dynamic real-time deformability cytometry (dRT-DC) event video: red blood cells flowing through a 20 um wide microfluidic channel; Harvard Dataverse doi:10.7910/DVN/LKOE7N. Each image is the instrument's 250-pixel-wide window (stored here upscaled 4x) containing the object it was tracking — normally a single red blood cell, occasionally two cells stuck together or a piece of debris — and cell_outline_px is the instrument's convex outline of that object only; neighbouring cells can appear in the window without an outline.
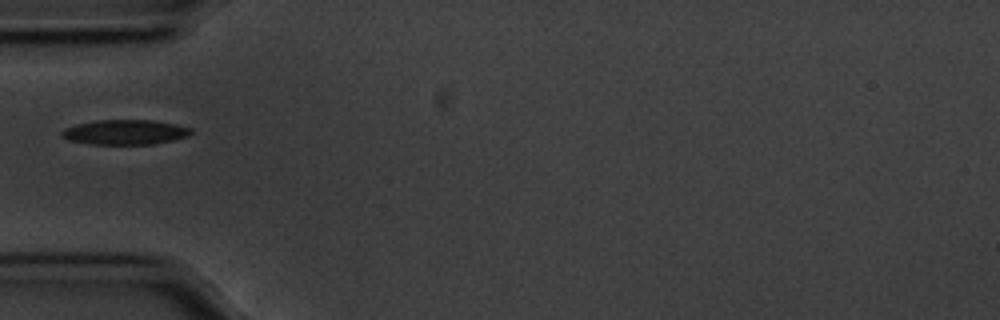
{"species": "common noctule bat (a hibernating species)", "species_latin": "Nyctalus noctula", "temperature_condition": "cold", "stored_images_in_passage": 36, "camera_frame_rate_fps": 3000, "um_per_image_px": 0.085, "animal": {"sex": "male", "body_mass_g": 20.1, "forearm_length_mm": 53.5}, "frame": {"image": 1, "passage_image": 1, "time_ms": 0.0, "image_size_px": [1000, 320], "cell_outline_px": [[192, 132], [188, 136], [156, 144], [92, 144], [68, 140], [60, 136], [60, 132], [64, 128], [76, 124], [96, 120], [152, 120], [176, 124], [192, 128]], "centroid_in_image_um": [10.61, 11.23], "position_along_channel_um": 74.4, "area_um2": 18.84}}
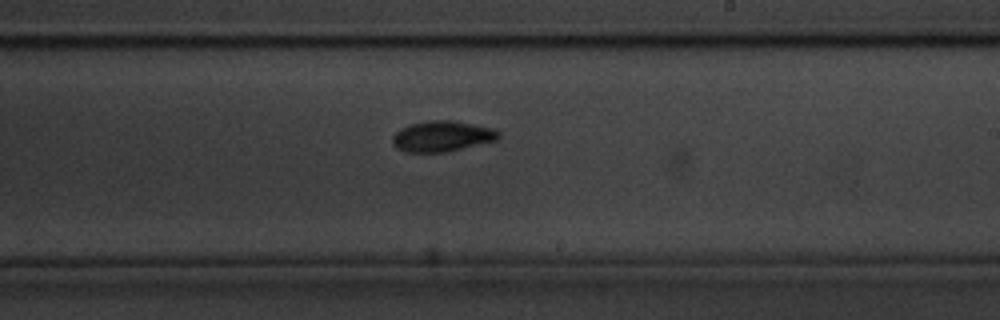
{"frame": {"image": 2, "passage_image": 16, "time_ms": 5.0, "image_size_px": [1000, 320], "cell_outline_px": [[500, 136], [496, 140], [444, 152], [404, 152], [396, 148], [392, 144], [392, 136], [400, 128], [412, 124], [432, 120], [452, 120], [492, 128], [500, 132]], "centroid_in_image_um": [37.53, 11.58], "position_along_channel_um": 251.5, "area_um2": 18.79}}
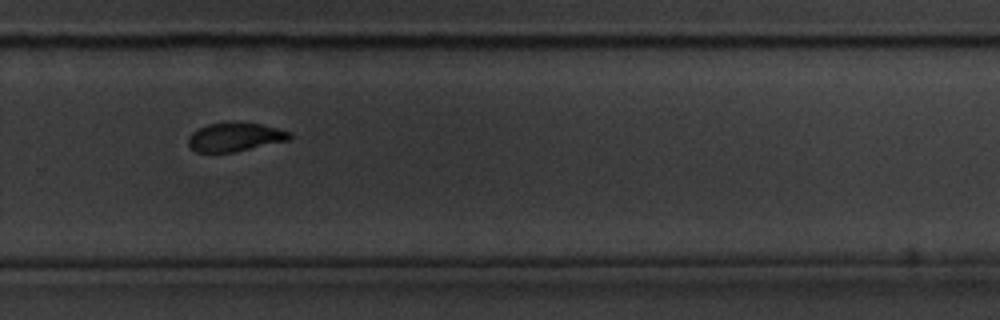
{"frame": {"image": 3, "passage_image": 21, "time_ms": 6.667, "image_size_px": [1000, 320], "cell_outline_px": [[292, 136], [288, 140], [236, 152], [196, 152], [188, 144], [188, 136], [192, 132], [208, 124], [260, 124], [292, 132]], "centroid_in_image_um": [19.98, 11.68], "position_along_channel_um": 309.8, "area_um2": 16.47}}